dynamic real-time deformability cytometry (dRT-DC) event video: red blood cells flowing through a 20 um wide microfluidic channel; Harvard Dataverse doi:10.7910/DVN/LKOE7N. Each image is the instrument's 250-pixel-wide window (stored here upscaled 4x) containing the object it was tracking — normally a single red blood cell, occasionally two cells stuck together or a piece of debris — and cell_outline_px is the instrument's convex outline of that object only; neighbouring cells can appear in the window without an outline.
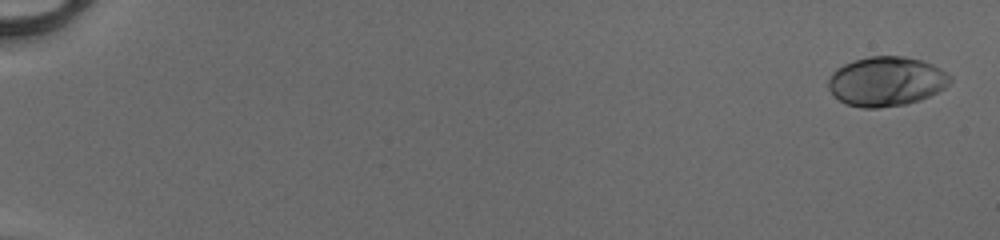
{"species": "human", "species_latin": "Homo sapiens", "temperature_condition": "cold", "stored_images_in_passage": 52, "camera_frame_rate_fps": 3000, "um_per_image_px": 0.085, "donor": {"sex": "male"}, "frame": {"image": 1, "passage_image": 2, "time_ms": 0.333, "image_size_px": [1000, 240], "cell_outline_px": [[952, 80], [944, 88], [920, 100], [904, 104], [880, 108], [864, 108], [844, 104], [828, 88], [828, 80], [832, 72], [836, 68], [844, 64], [868, 56], [904, 56], [920, 60], [932, 64], [940, 68], [952, 76]], "centroid_in_image_um": [75.33, 6.91], "position_along_channel_um": 9.7, "area_um2": 35.08}}
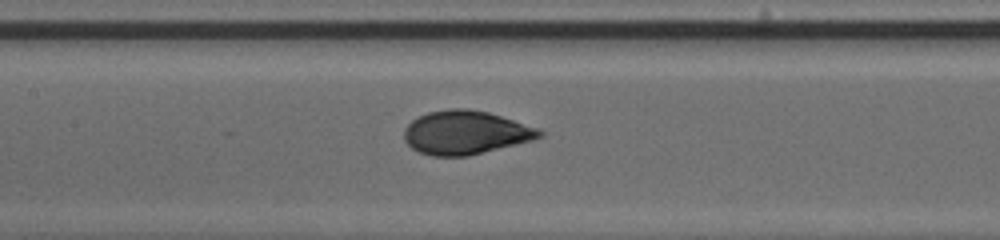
{"frame": {"image": 2, "passage_image": 28, "time_ms": 9.0, "image_size_px": [1000, 240], "cell_outline_px": [[544, 136], [532, 140], [468, 156], [432, 156], [420, 152], [412, 148], [404, 140], [404, 128], [412, 120], [428, 112], [448, 108], [468, 108], [488, 112], [536, 128], [544, 132]], "centroid_in_image_um": [39.54, 11.26], "position_along_channel_um": 167.9, "area_um2": 34.22}}
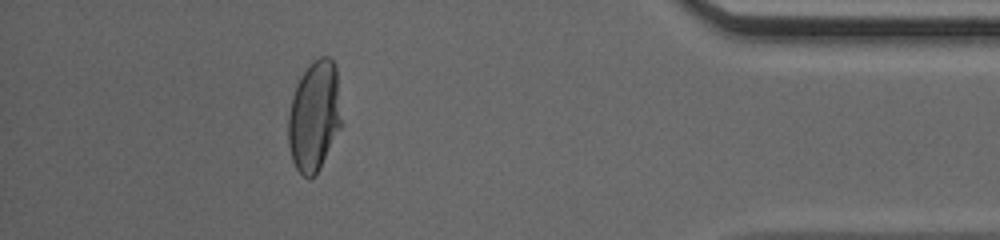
{"frame": {"image": 3, "passage_image": 48, "time_ms": 15.667, "image_size_px": [1000, 240], "cell_outline_px": [[340, 128], [320, 168], [312, 176], [304, 176], [296, 168], [292, 160], [288, 144], [288, 112], [296, 84], [304, 72], [320, 56], [328, 56], [332, 60], [336, 68], [340, 120]], "centroid_in_image_um": [26.68, 9.88], "position_along_channel_um": 408.5, "area_um2": 33.52}, "authors_computed_cell_mechanics": {"area_um2": 34.1598, "velocity_mm_per_s": 4.1427, "shape_relaxation_time_tau1_ms": 4.7487, "shape_relaxation_time_tau2_ms": null, "deformation_change_tau1": 0.2108, "deformation_change_tau2": null}}